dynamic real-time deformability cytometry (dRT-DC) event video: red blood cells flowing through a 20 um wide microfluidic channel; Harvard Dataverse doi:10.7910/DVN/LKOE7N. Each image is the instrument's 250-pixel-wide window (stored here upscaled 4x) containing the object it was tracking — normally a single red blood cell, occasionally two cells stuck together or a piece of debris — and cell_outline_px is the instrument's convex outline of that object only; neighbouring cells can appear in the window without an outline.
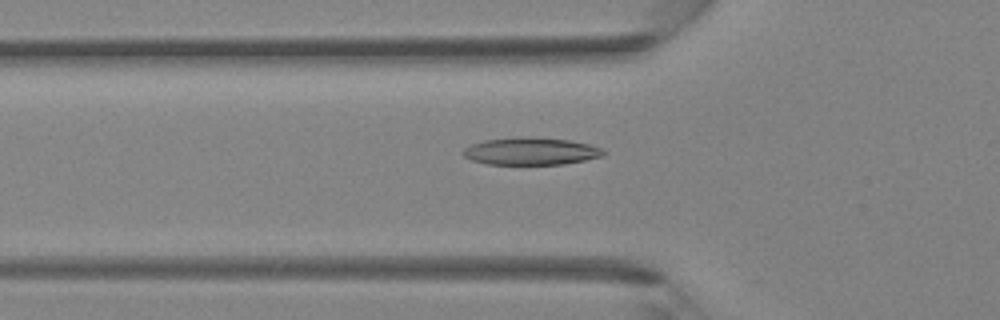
{"species": "Egyptian fruit bat (a non-hibernating species)", "species_latin": "Rousettus aegyptiacus", "temperature_condition": "room temperature", "stored_images_in_passage": 40, "camera_frame_rate_fps": 3000, "um_per_image_px": 0.085, "animal": {"sex": "female"}, "frame": {"image": 1, "passage_image": 13, "time_ms": 4.0, "image_size_px": [1000, 320], "cell_outline_px": [[608, 152], [604, 156], [564, 164], [488, 164], [472, 160], [464, 156], [464, 148], [472, 144], [488, 140], [520, 136], [528, 136], [568, 140], [588, 144], [600, 148]], "centroid_in_image_um": [45.16, 12.85], "position_along_channel_um": 80.6, "area_um2": 22.25}}
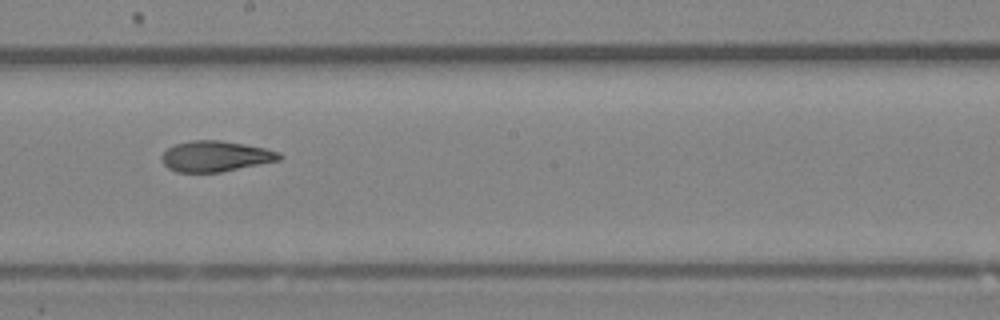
{"frame": {"image": 2, "passage_image": 22, "time_ms": 7.0, "image_size_px": [1000, 320], "cell_outline_px": [[284, 156], [280, 160], [220, 172], [176, 172], [168, 168], [164, 164], [160, 156], [168, 148], [176, 144], [192, 140], [220, 140], [244, 144], [264, 148], [280, 152]], "centroid_in_image_um": [18.32, 13.28], "position_along_channel_um": 229.9, "area_um2": 20.98}}
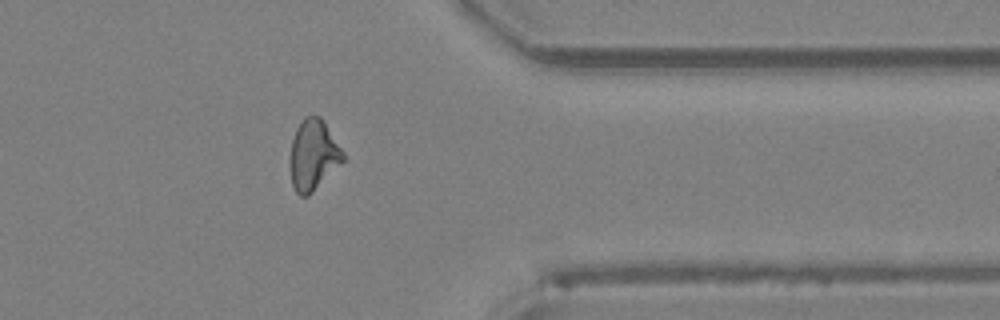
{"frame": {"image": 3, "passage_image": 32, "time_ms": 10.333, "image_size_px": [1000, 320], "cell_outline_px": [[344, 160], [308, 196], [300, 196], [296, 192], [292, 184], [288, 164], [292, 140], [296, 128], [304, 116], [320, 116], [324, 120], [344, 152]], "centroid_in_image_um": [26.6, 13.16], "position_along_channel_um": 384.8, "area_um2": 21.91}}